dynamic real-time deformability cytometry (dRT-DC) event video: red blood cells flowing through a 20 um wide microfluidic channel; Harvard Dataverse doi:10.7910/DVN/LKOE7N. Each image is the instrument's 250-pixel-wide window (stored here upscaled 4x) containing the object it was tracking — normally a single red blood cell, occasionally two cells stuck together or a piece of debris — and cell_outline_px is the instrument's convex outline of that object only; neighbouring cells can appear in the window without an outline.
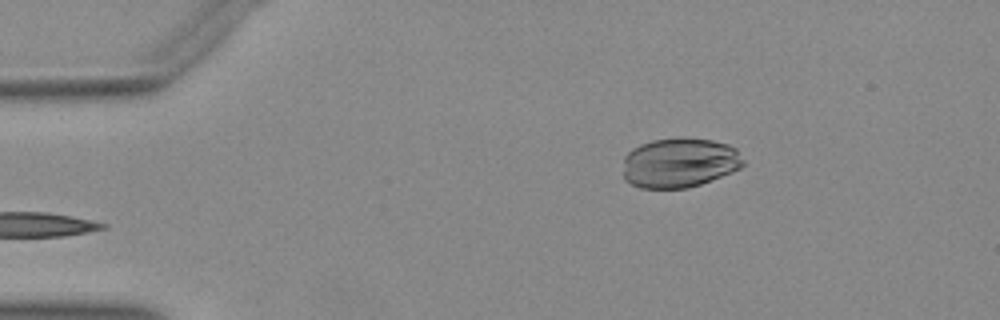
{"species": "Egyptian fruit bat (a non-hibernating species)", "species_latin": "Rousettus aegyptiacus", "temperature_condition": "warm", "stored_images_in_passage": 44, "camera_frame_rate_fps": 3000, "um_per_image_px": 0.085, "animal": {"sex": "female"}, "frame": {"image": 1, "passage_image": 1, "time_ms": 0.0, "image_size_px": [1000, 320], "cell_outline_px": [[744, 164], [740, 168], [732, 172], [700, 184], [688, 188], [640, 188], [624, 180], [624, 156], [632, 148], [640, 144], [652, 140], [712, 140], [728, 144], [736, 148], [744, 160]], "centroid_in_image_um": [57.75, 13.86], "position_along_channel_um": 27.3, "area_um2": 34.39}}
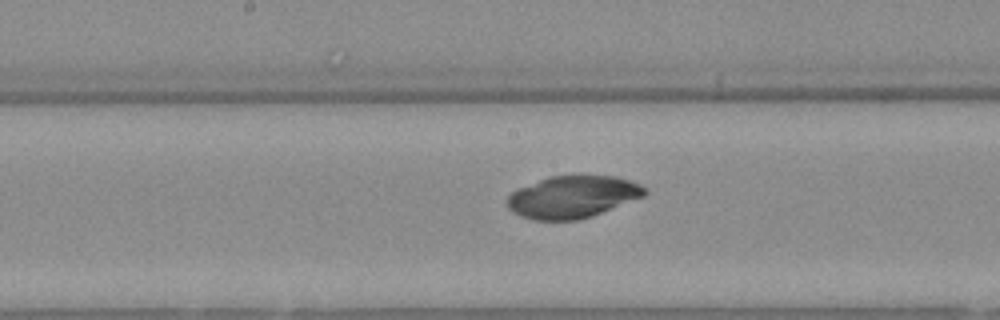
{"frame": {"image": 2, "passage_image": 19, "time_ms": 6.0, "image_size_px": [1000, 320], "cell_outline_px": [[648, 192], [644, 196], [592, 216], [580, 220], [536, 220], [520, 216], [512, 212], [508, 208], [508, 196], [512, 192], [520, 188], [548, 176], [616, 176], [640, 184]], "centroid_in_image_um": [48.67, 16.74], "position_along_channel_um": 199.5, "area_um2": 33.52}}
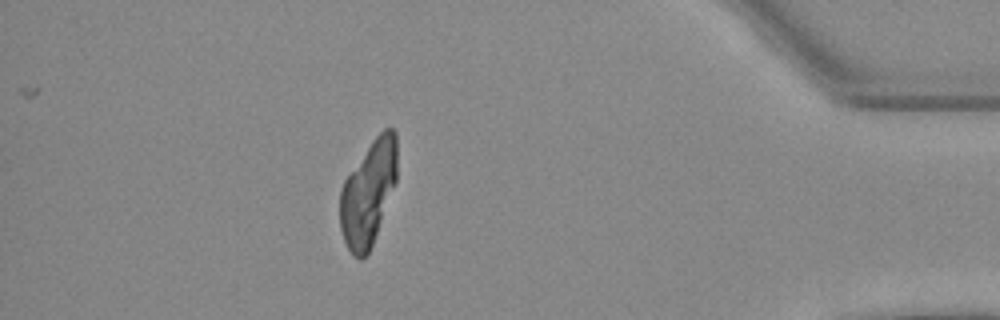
{"frame": {"image": 3, "passage_image": 38, "time_ms": 12.333, "image_size_px": [1000, 320], "cell_outline_px": [[396, 180], [372, 244], [368, 252], [360, 260], [352, 256], [344, 240], [340, 228], [340, 188], [344, 180], [372, 140], [384, 128], [392, 128], [396, 132]], "centroid_in_image_um": [31.28, 16.4], "position_along_channel_um": 403.9, "area_um2": 34.28}}